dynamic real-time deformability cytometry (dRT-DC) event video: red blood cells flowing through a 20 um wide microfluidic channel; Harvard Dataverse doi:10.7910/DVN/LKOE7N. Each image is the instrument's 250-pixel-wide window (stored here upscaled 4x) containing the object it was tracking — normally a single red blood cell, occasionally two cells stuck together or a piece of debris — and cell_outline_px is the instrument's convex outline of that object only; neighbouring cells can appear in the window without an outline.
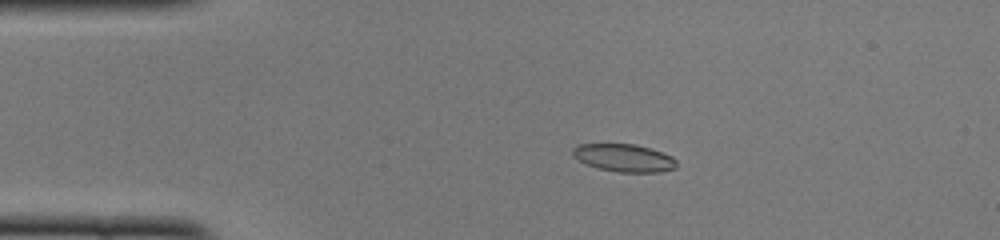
{"species": "common noctule bat (a hibernating species)", "species_latin": "Nyctalus noctula", "temperature_condition": "cold", "stored_images_in_passage": 50, "camera_frame_rate_fps": 3000, "um_per_image_px": 0.085, "animal": {"sex": "female", "body_mass_g": 22.0, "forearm_length_mm": 56.7}, "frame": {"image": 1, "passage_image": 10, "time_ms": 3.0, "image_size_px": [1000, 240], "cell_outline_px": [[676, 168], [660, 172], [616, 172], [596, 168], [584, 164], [572, 156], [572, 148], [576, 144], [636, 144], [652, 148], [672, 156], [676, 160]], "centroid_in_image_um": [53.01, 13.42], "position_along_channel_um": 32.0, "area_um2": 17.11}}
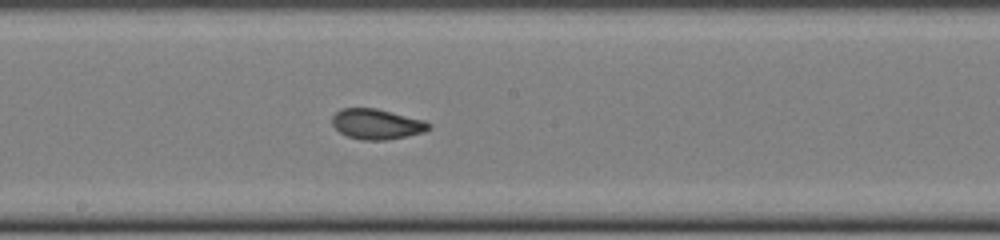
{"frame": {"image": 2, "passage_image": 27, "time_ms": 8.667, "image_size_px": [1000, 240], "cell_outline_px": [[432, 128], [424, 132], [384, 140], [364, 140], [348, 136], [340, 132], [332, 124], [332, 116], [340, 108], [376, 108], [424, 120], [432, 124]], "centroid_in_image_um": [32.03, 10.53], "position_along_channel_um": 216.2, "area_um2": 16.99}}
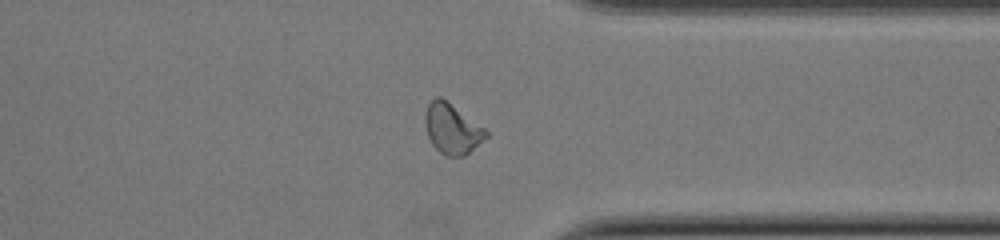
{"frame": {"image": 3, "passage_image": 39, "time_ms": 12.667, "image_size_px": [1000, 240], "cell_outline_px": [[488, 136], [464, 156], [444, 156], [432, 144], [428, 136], [424, 120], [424, 116], [428, 104], [436, 96], [440, 96], [484, 128], [488, 132]], "centroid_in_image_um": [38.4, 10.95], "position_along_channel_um": 373.0, "area_um2": 17.51}, "authors_computed_cell_mechanics": {"area_um2": 17.1666, "velocity_mm_per_s": 3.9899, "shape_relaxation_time_tau1_ms": 7.191, "shape_relaxation_time_tau2_ms": 1.6811, "deformation_change_tau1": 0.2063, "deformation_change_tau2": 0.0767}}